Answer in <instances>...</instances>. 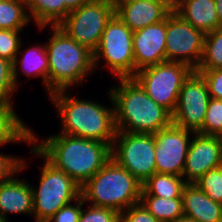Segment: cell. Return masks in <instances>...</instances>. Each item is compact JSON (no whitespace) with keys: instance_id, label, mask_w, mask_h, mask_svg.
Wrapping results in <instances>:
<instances>
[{"instance_id":"obj_22","label":"cell","mask_w":222,"mask_h":222,"mask_svg":"<svg viewBox=\"0 0 222 222\" xmlns=\"http://www.w3.org/2000/svg\"><path fill=\"white\" fill-rule=\"evenodd\" d=\"M24 1L31 21H34L41 30L48 25L58 26L64 20V2L61 0Z\"/></svg>"},{"instance_id":"obj_24","label":"cell","mask_w":222,"mask_h":222,"mask_svg":"<svg viewBox=\"0 0 222 222\" xmlns=\"http://www.w3.org/2000/svg\"><path fill=\"white\" fill-rule=\"evenodd\" d=\"M187 185L183 177L154 173L146 182L142 184V188L152 196L161 198H182V192Z\"/></svg>"},{"instance_id":"obj_34","label":"cell","mask_w":222,"mask_h":222,"mask_svg":"<svg viewBox=\"0 0 222 222\" xmlns=\"http://www.w3.org/2000/svg\"><path fill=\"white\" fill-rule=\"evenodd\" d=\"M206 81L210 98L222 100V69H197Z\"/></svg>"},{"instance_id":"obj_1","label":"cell","mask_w":222,"mask_h":222,"mask_svg":"<svg viewBox=\"0 0 222 222\" xmlns=\"http://www.w3.org/2000/svg\"><path fill=\"white\" fill-rule=\"evenodd\" d=\"M31 132L32 154L46 158L80 187L111 159L110 144L61 133L38 141L37 134Z\"/></svg>"},{"instance_id":"obj_38","label":"cell","mask_w":222,"mask_h":222,"mask_svg":"<svg viewBox=\"0 0 222 222\" xmlns=\"http://www.w3.org/2000/svg\"><path fill=\"white\" fill-rule=\"evenodd\" d=\"M215 5H216L219 21L222 25V0H215Z\"/></svg>"},{"instance_id":"obj_30","label":"cell","mask_w":222,"mask_h":222,"mask_svg":"<svg viewBox=\"0 0 222 222\" xmlns=\"http://www.w3.org/2000/svg\"><path fill=\"white\" fill-rule=\"evenodd\" d=\"M16 91L12 77V63L0 58V105H13L11 97Z\"/></svg>"},{"instance_id":"obj_17","label":"cell","mask_w":222,"mask_h":222,"mask_svg":"<svg viewBox=\"0 0 222 222\" xmlns=\"http://www.w3.org/2000/svg\"><path fill=\"white\" fill-rule=\"evenodd\" d=\"M13 176L0 184V218L9 222L7 214H28L33 217L31 184ZM6 216V217H5Z\"/></svg>"},{"instance_id":"obj_39","label":"cell","mask_w":222,"mask_h":222,"mask_svg":"<svg viewBox=\"0 0 222 222\" xmlns=\"http://www.w3.org/2000/svg\"><path fill=\"white\" fill-rule=\"evenodd\" d=\"M174 222H199V221L183 214L182 216L177 218Z\"/></svg>"},{"instance_id":"obj_6","label":"cell","mask_w":222,"mask_h":222,"mask_svg":"<svg viewBox=\"0 0 222 222\" xmlns=\"http://www.w3.org/2000/svg\"><path fill=\"white\" fill-rule=\"evenodd\" d=\"M44 160L39 187L31 186L33 218H36V222H47L61 207L81 196L80 185L46 158Z\"/></svg>"},{"instance_id":"obj_14","label":"cell","mask_w":222,"mask_h":222,"mask_svg":"<svg viewBox=\"0 0 222 222\" xmlns=\"http://www.w3.org/2000/svg\"><path fill=\"white\" fill-rule=\"evenodd\" d=\"M220 166H222V149L219 137L194 133L182 175L185 182L195 184L209 170Z\"/></svg>"},{"instance_id":"obj_8","label":"cell","mask_w":222,"mask_h":222,"mask_svg":"<svg viewBox=\"0 0 222 222\" xmlns=\"http://www.w3.org/2000/svg\"><path fill=\"white\" fill-rule=\"evenodd\" d=\"M115 14V0H90L69 12L58 25L79 45L94 53L107 22Z\"/></svg>"},{"instance_id":"obj_3","label":"cell","mask_w":222,"mask_h":222,"mask_svg":"<svg viewBox=\"0 0 222 222\" xmlns=\"http://www.w3.org/2000/svg\"><path fill=\"white\" fill-rule=\"evenodd\" d=\"M110 93L117 131L155 134L172 123V115L154 102L134 78H119Z\"/></svg>"},{"instance_id":"obj_20","label":"cell","mask_w":222,"mask_h":222,"mask_svg":"<svg viewBox=\"0 0 222 222\" xmlns=\"http://www.w3.org/2000/svg\"><path fill=\"white\" fill-rule=\"evenodd\" d=\"M177 14L204 34L222 27L215 0H183Z\"/></svg>"},{"instance_id":"obj_28","label":"cell","mask_w":222,"mask_h":222,"mask_svg":"<svg viewBox=\"0 0 222 222\" xmlns=\"http://www.w3.org/2000/svg\"><path fill=\"white\" fill-rule=\"evenodd\" d=\"M195 184L213 201L222 204V166L209 170Z\"/></svg>"},{"instance_id":"obj_16","label":"cell","mask_w":222,"mask_h":222,"mask_svg":"<svg viewBox=\"0 0 222 222\" xmlns=\"http://www.w3.org/2000/svg\"><path fill=\"white\" fill-rule=\"evenodd\" d=\"M115 13L132 31L161 22L170 14L154 0H115Z\"/></svg>"},{"instance_id":"obj_4","label":"cell","mask_w":222,"mask_h":222,"mask_svg":"<svg viewBox=\"0 0 222 222\" xmlns=\"http://www.w3.org/2000/svg\"><path fill=\"white\" fill-rule=\"evenodd\" d=\"M52 36L45 44L49 61L48 94L81 84L93 74V53L70 38L60 27L49 26ZM88 73V74H87Z\"/></svg>"},{"instance_id":"obj_41","label":"cell","mask_w":222,"mask_h":222,"mask_svg":"<svg viewBox=\"0 0 222 222\" xmlns=\"http://www.w3.org/2000/svg\"><path fill=\"white\" fill-rule=\"evenodd\" d=\"M0 222H6V220H4V219L0 218Z\"/></svg>"},{"instance_id":"obj_36","label":"cell","mask_w":222,"mask_h":222,"mask_svg":"<svg viewBox=\"0 0 222 222\" xmlns=\"http://www.w3.org/2000/svg\"><path fill=\"white\" fill-rule=\"evenodd\" d=\"M165 8L170 14L177 13L182 6L183 0H154Z\"/></svg>"},{"instance_id":"obj_21","label":"cell","mask_w":222,"mask_h":222,"mask_svg":"<svg viewBox=\"0 0 222 222\" xmlns=\"http://www.w3.org/2000/svg\"><path fill=\"white\" fill-rule=\"evenodd\" d=\"M21 120L13 105H0V146L12 142L32 144V130Z\"/></svg>"},{"instance_id":"obj_19","label":"cell","mask_w":222,"mask_h":222,"mask_svg":"<svg viewBox=\"0 0 222 222\" xmlns=\"http://www.w3.org/2000/svg\"><path fill=\"white\" fill-rule=\"evenodd\" d=\"M22 43L20 45L17 57L12 63V77L13 82L18 89V72L21 68V74H25L31 77H42L43 85L48 92V72H49V61L46 52L45 45H33L31 48H27L23 51H20ZM21 53L22 58L18 60V55ZM20 67V68H19ZM19 68V69H18Z\"/></svg>"},{"instance_id":"obj_12","label":"cell","mask_w":222,"mask_h":222,"mask_svg":"<svg viewBox=\"0 0 222 222\" xmlns=\"http://www.w3.org/2000/svg\"><path fill=\"white\" fill-rule=\"evenodd\" d=\"M210 95L203 76L193 70L184 80L178 102L172 114V123L197 133L204 123Z\"/></svg>"},{"instance_id":"obj_31","label":"cell","mask_w":222,"mask_h":222,"mask_svg":"<svg viewBox=\"0 0 222 222\" xmlns=\"http://www.w3.org/2000/svg\"><path fill=\"white\" fill-rule=\"evenodd\" d=\"M79 222H120V213L110 208L90 205L81 209Z\"/></svg>"},{"instance_id":"obj_18","label":"cell","mask_w":222,"mask_h":222,"mask_svg":"<svg viewBox=\"0 0 222 222\" xmlns=\"http://www.w3.org/2000/svg\"><path fill=\"white\" fill-rule=\"evenodd\" d=\"M183 214L199 222H222V204L213 201L196 184L182 192Z\"/></svg>"},{"instance_id":"obj_33","label":"cell","mask_w":222,"mask_h":222,"mask_svg":"<svg viewBox=\"0 0 222 222\" xmlns=\"http://www.w3.org/2000/svg\"><path fill=\"white\" fill-rule=\"evenodd\" d=\"M75 205L71 203L61 207L47 222H79L81 209L84 205V200L80 196L74 201Z\"/></svg>"},{"instance_id":"obj_23","label":"cell","mask_w":222,"mask_h":222,"mask_svg":"<svg viewBox=\"0 0 222 222\" xmlns=\"http://www.w3.org/2000/svg\"><path fill=\"white\" fill-rule=\"evenodd\" d=\"M159 222H174L183 215L182 198L149 195L143 188L139 201Z\"/></svg>"},{"instance_id":"obj_7","label":"cell","mask_w":222,"mask_h":222,"mask_svg":"<svg viewBox=\"0 0 222 222\" xmlns=\"http://www.w3.org/2000/svg\"><path fill=\"white\" fill-rule=\"evenodd\" d=\"M133 31L115 13L107 22L101 42L93 53V65L96 70L102 58L105 66L117 78H133L135 63L133 53Z\"/></svg>"},{"instance_id":"obj_9","label":"cell","mask_w":222,"mask_h":222,"mask_svg":"<svg viewBox=\"0 0 222 222\" xmlns=\"http://www.w3.org/2000/svg\"><path fill=\"white\" fill-rule=\"evenodd\" d=\"M192 71L186 64L165 61L141 69L133 78L154 102L172 115L184 80Z\"/></svg>"},{"instance_id":"obj_32","label":"cell","mask_w":222,"mask_h":222,"mask_svg":"<svg viewBox=\"0 0 222 222\" xmlns=\"http://www.w3.org/2000/svg\"><path fill=\"white\" fill-rule=\"evenodd\" d=\"M25 162L20 157L0 153V184L11 179L19 171H23L27 166Z\"/></svg>"},{"instance_id":"obj_11","label":"cell","mask_w":222,"mask_h":222,"mask_svg":"<svg viewBox=\"0 0 222 222\" xmlns=\"http://www.w3.org/2000/svg\"><path fill=\"white\" fill-rule=\"evenodd\" d=\"M205 34L177 13L166 17V61L179 62L197 70L203 54Z\"/></svg>"},{"instance_id":"obj_37","label":"cell","mask_w":222,"mask_h":222,"mask_svg":"<svg viewBox=\"0 0 222 222\" xmlns=\"http://www.w3.org/2000/svg\"><path fill=\"white\" fill-rule=\"evenodd\" d=\"M89 1L90 0H61V2H64V19L67 17L70 11L79 8L84 3Z\"/></svg>"},{"instance_id":"obj_40","label":"cell","mask_w":222,"mask_h":222,"mask_svg":"<svg viewBox=\"0 0 222 222\" xmlns=\"http://www.w3.org/2000/svg\"><path fill=\"white\" fill-rule=\"evenodd\" d=\"M218 137H219V140H220V143H221V149H222V133Z\"/></svg>"},{"instance_id":"obj_29","label":"cell","mask_w":222,"mask_h":222,"mask_svg":"<svg viewBox=\"0 0 222 222\" xmlns=\"http://www.w3.org/2000/svg\"><path fill=\"white\" fill-rule=\"evenodd\" d=\"M21 31L0 29V58L13 63L23 42L19 36Z\"/></svg>"},{"instance_id":"obj_13","label":"cell","mask_w":222,"mask_h":222,"mask_svg":"<svg viewBox=\"0 0 222 222\" xmlns=\"http://www.w3.org/2000/svg\"><path fill=\"white\" fill-rule=\"evenodd\" d=\"M193 134L173 123L154 134L156 173L182 177Z\"/></svg>"},{"instance_id":"obj_5","label":"cell","mask_w":222,"mask_h":222,"mask_svg":"<svg viewBox=\"0 0 222 222\" xmlns=\"http://www.w3.org/2000/svg\"><path fill=\"white\" fill-rule=\"evenodd\" d=\"M141 192L142 183L112 158L81 187L85 203L119 213L139 203Z\"/></svg>"},{"instance_id":"obj_15","label":"cell","mask_w":222,"mask_h":222,"mask_svg":"<svg viewBox=\"0 0 222 222\" xmlns=\"http://www.w3.org/2000/svg\"><path fill=\"white\" fill-rule=\"evenodd\" d=\"M166 18L158 23L133 31L135 75L141 69L166 61Z\"/></svg>"},{"instance_id":"obj_2","label":"cell","mask_w":222,"mask_h":222,"mask_svg":"<svg viewBox=\"0 0 222 222\" xmlns=\"http://www.w3.org/2000/svg\"><path fill=\"white\" fill-rule=\"evenodd\" d=\"M65 90L48 95L55 104L58 116L62 120L59 133L79 138L104 142L112 146L117 133L115 125V107L110 91V106L72 97Z\"/></svg>"},{"instance_id":"obj_26","label":"cell","mask_w":222,"mask_h":222,"mask_svg":"<svg viewBox=\"0 0 222 222\" xmlns=\"http://www.w3.org/2000/svg\"><path fill=\"white\" fill-rule=\"evenodd\" d=\"M197 69H222V27L205 34L203 54Z\"/></svg>"},{"instance_id":"obj_35","label":"cell","mask_w":222,"mask_h":222,"mask_svg":"<svg viewBox=\"0 0 222 222\" xmlns=\"http://www.w3.org/2000/svg\"><path fill=\"white\" fill-rule=\"evenodd\" d=\"M120 222H159L140 202L120 213Z\"/></svg>"},{"instance_id":"obj_25","label":"cell","mask_w":222,"mask_h":222,"mask_svg":"<svg viewBox=\"0 0 222 222\" xmlns=\"http://www.w3.org/2000/svg\"><path fill=\"white\" fill-rule=\"evenodd\" d=\"M30 20L24 0H0V29L23 30Z\"/></svg>"},{"instance_id":"obj_10","label":"cell","mask_w":222,"mask_h":222,"mask_svg":"<svg viewBox=\"0 0 222 222\" xmlns=\"http://www.w3.org/2000/svg\"><path fill=\"white\" fill-rule=\"evenodd\" d=\"M111 158L143 184L156 173L154 134L117 131Z\"/></svg>"},{"instance_id":"obj_27","label":"cell","mask_w":222,"mask_h":222,"mask_svg":"<svg viewBox=\"0 0 222 222\" xmlns=\"http://www.w3.org/2000/svg\"><path fill=\"white\" fill-rule=\"evenodd\" d=\"M203 135L219 136L222 133V100L210 98L203 127L197 132Z\"/></svg>"}]
</instances>
